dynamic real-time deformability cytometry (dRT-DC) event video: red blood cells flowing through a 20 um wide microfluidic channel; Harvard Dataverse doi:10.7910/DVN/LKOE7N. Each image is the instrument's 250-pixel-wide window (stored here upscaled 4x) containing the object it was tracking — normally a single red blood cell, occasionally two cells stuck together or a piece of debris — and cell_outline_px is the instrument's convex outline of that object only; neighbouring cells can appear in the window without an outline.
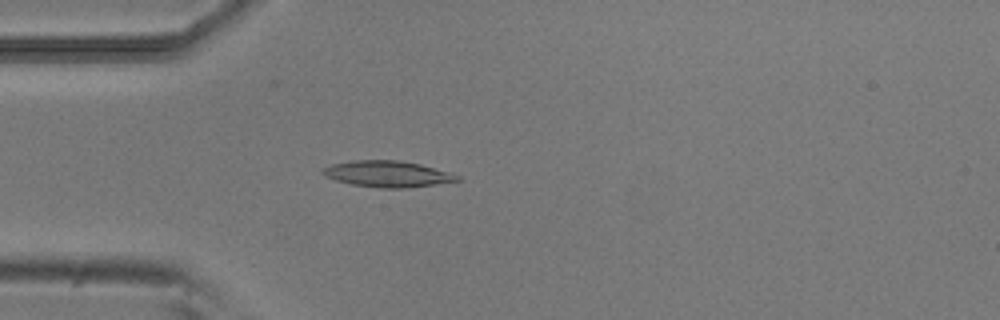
{"species": "common noctule bat (a hibernating species)", "species_latin": "Nyctalus noctula", "temperature_condition": "room temperature", "stored_images_in_passage": 52, "camera_frame_rate_fps": 3000, "um_per_image_px": 0.085, "animal": {"sex": "male", "body_mass_g": 20.5, "forearm_length_mm": 52.5}, "frame": {"image": 1, "passage_image": 14, "time_ms": 4.333, "image_size_px": [1000, 320], "cell_outline_px": [[460, 180], [436, 184], [404, 188], [380, 188], [352, 184], [336, 180], [324, 176], [320, 172], [320, 168], [332, 164], [352, 160], [400, 160], [420, 164], [448, 172], [460, 176]], "centroid_in_image_um": [32.88, 14.78], "position_along_channel_um": 52.1, "area_um2": 20.52}}
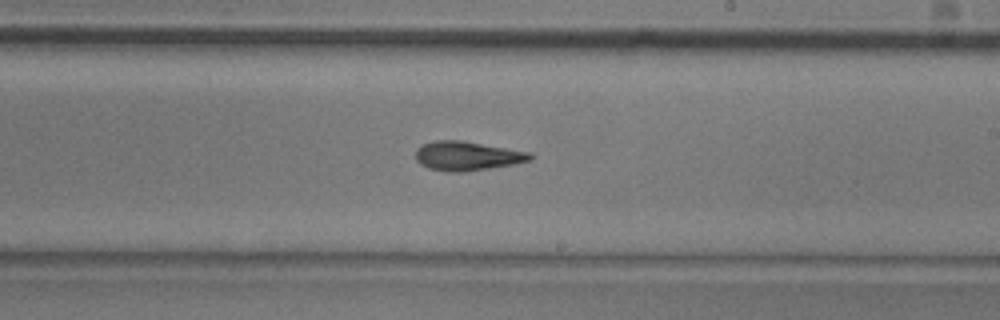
{"frame": {"image": 2, "passage_image": 30, "time_ms": 9.667, "image_size_px": [1000, 320], "cell_outline_px": [[536, 156], [532, 160], [512, 164], [464, 172], [448, 172], [428, 168], [420, 164], [416, 160], [416, 148], [420, 144], [432, 140], [460, 140], [532, 152]], "centroid_in_image_um": [39.7, 13.24], "position_along_channel_um": 249.3, "area_um2": 19.71}}
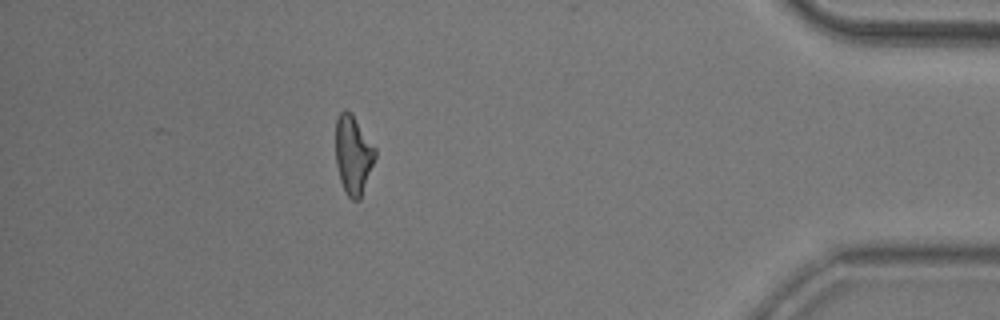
{"frame": {"image": 3, "passage_image": 46, "time_ms": 15.0, "image_size_px": [1000, 320], "cell_outline_px": [[376, 156], [360, 200], [352, 200], [344, 192], [340, 180], [336, 164], [336, 120], [340, 112], [344, 108], [352, 112], [376, 148]], "centroid_in_image_um": [30.02, 13.14], "position_along_channel_um": 405.2, "area_um2": 18.38}, "authors_computed_cell_mechanics": {"area_um2": 18.8717, "velocity_mm_per_s": 3.8279, "shape_relaxation_time_tau1_ms": null, "shape_relaxation_time_tau2_ms": 5.1766, "deformation_change_tau1": null, "deformation_change_tau2": 0.1436}}